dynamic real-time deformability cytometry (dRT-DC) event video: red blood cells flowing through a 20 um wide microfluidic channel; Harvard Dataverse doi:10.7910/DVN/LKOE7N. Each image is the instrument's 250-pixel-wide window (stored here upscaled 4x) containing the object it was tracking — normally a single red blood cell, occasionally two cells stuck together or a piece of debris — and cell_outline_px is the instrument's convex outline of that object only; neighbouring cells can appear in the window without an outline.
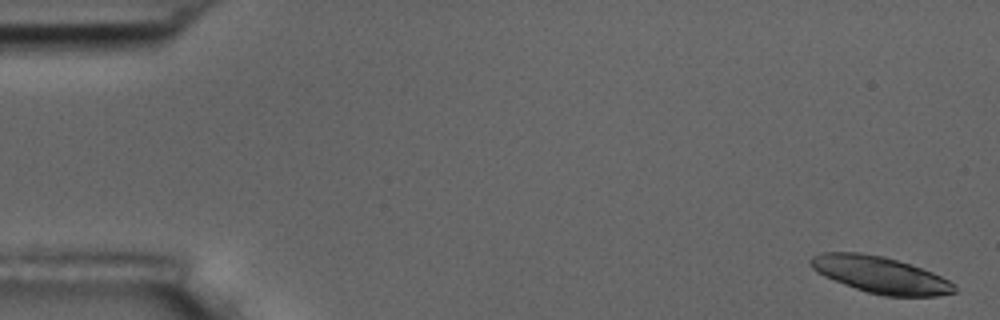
{"species": "common noctule bat (a hibernating species)", "species_latin": "Nyctalus noctula", "temperature_condition": "room temperature", "stored_images_in_passage": 5, "camera_frame_rate_fps": 3000, "um_per_image_px": 0.085, "animal": {"sex": "male", "body_mass_g": 17.5, "forearm_length_mm": 52.3}, "frame": {"image": 1, "passage_image": 1, "time_ms": 0.0, "image_size_px": [1000, 320], "cell_outline_px": [[956, 292], [936, 296], [884, 296], [868, 292], [856, 288], [824, 276], [816, 272], [808, 264], [808, 260], [812, 256], [820, 252], [860, 252], [884, 256], [932, 272], [956, 284]], "centroid_in_image_um": [74.8, 23.35], "position_along_channel_um": 10.2, "area_um2": 30.58}}